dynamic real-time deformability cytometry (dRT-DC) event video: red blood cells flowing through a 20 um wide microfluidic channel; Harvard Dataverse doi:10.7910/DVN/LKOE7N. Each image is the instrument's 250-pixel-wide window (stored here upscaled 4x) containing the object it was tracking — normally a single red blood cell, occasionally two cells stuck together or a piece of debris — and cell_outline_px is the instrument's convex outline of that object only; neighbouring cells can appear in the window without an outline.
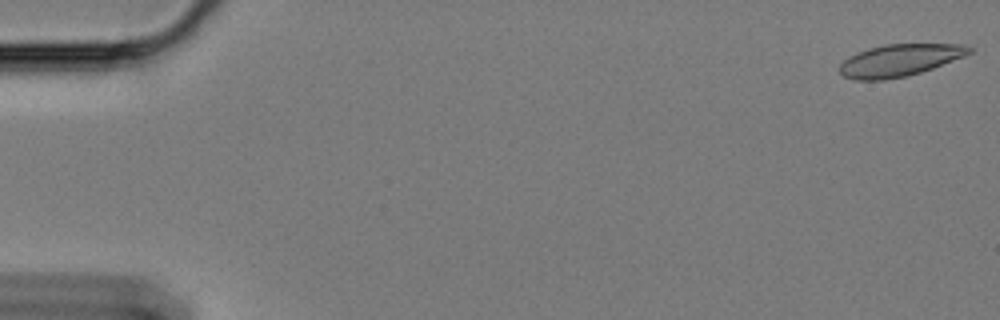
{"species": "Egyptian fruit bat (a non-hibernating species)", "species_latin": "Rousettus aegyptiacus", "temperature_condition": "cold", "stored_images_in_passage": 8, "camera_frame_rate_fps": 3000, "um_per_image_px": 0.085, "animal": {"sex": "female"}, "frame": {"image": 1, "passage_image": 1, "time_ms": 0.0, "image_size_px": [1000, 320], "cell_outline_px": [[976, 48], [972, 52], [964, 56], [932, 68], [920, 72], [904, 76], [884, 80], [856, 80], [844, 76], [840, 72], [840, 64], [848, 56], [856, 52], [868, 48], [884, 44], [964, 44]], "centroid_in_image_um": [76.47, 5.11], "position_along_channel_um": 8.5, "area_um2": 24.22}}